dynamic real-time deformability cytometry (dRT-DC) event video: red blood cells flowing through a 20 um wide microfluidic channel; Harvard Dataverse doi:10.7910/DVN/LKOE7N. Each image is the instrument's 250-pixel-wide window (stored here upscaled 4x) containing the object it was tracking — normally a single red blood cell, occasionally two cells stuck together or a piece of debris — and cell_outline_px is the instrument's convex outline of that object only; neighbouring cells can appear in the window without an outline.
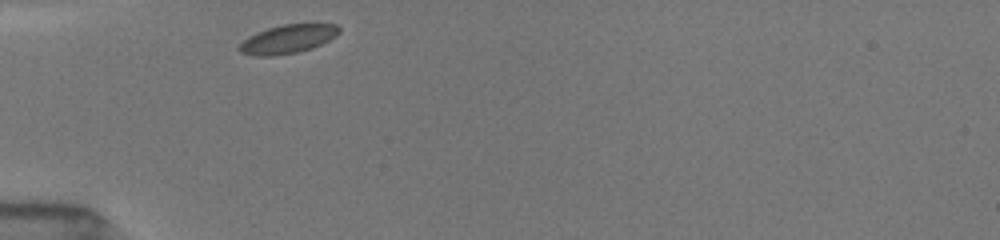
{"species": "common noctule bat (a hibernating species)", "species_latin": "Nyctalus noctula", "temperature_condition": "room temperature", "stored_images_in_passage": 10, "camera_frame_rate_fps": 3000, "um_per_image_px": 0.085, "animal": {"sex": "female", "body_mass_g": 19.5, "forearm_length_mm": 54.1}, "frame": {"image": 1, "passage_image": 1, "time_ms": 0.0, "image_size_px": [1000, 240], "cell_outline_px": [[340, 32], [336, 36], [312, 48], [296, 52], [272, 56], [256, 56], [240, 52], [236, 48], [248, 36], [256, 32], [268, 28], [284, 24], [316, 20], [336, 24], [340, 28]], "centroid_in_image_um": [24.53, 3.26], "position_along_channel_um": 60.5, "area_um2": 17.34}}
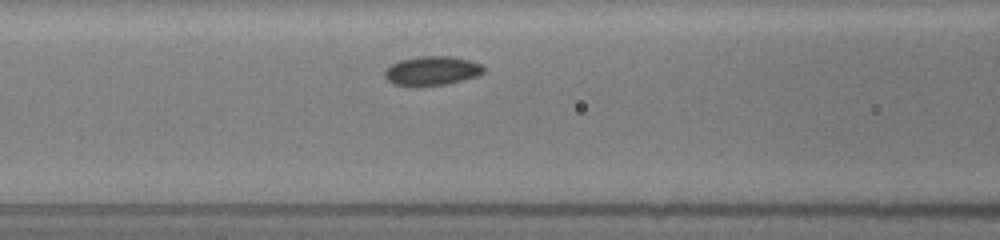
{"frame": {"image": 2, "passage_image": 6, "time_ms": 2.0, "image_size_px": [1000, 240], "cell_outline_px": [[484, 72], [480, 76], [448, 84], [420, 88], [416, 88], [392, 84], [384, 76], [384, 68], [400, 60], [416, 56], [452, 56], [468, 60], [480, 64], [484, 68]], "centroid_in_image_um": [36.68, 6.05], "position_along_channel_um": 129.9, "area_um2": 17.46}}
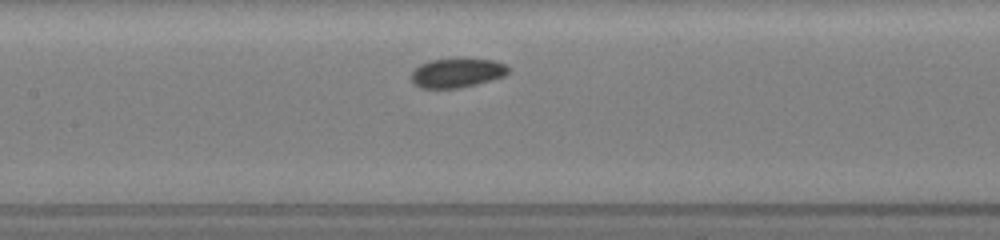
{"frame": {"image": 3, "passage_image": 9, "time_ms": 3.0, "image_size_px": [1000, 240], "cell_outline_px": [[512, 68], [504, 76], [476, 84], [460, 88], [420, 88], [412, 84], [412, 72], [420, 64], [428, 60], [496, 60]], "centroid_in_image_um": [38.84, 6.22], "position_along_channel_um": 168.6, "area_um2": 16.3}}